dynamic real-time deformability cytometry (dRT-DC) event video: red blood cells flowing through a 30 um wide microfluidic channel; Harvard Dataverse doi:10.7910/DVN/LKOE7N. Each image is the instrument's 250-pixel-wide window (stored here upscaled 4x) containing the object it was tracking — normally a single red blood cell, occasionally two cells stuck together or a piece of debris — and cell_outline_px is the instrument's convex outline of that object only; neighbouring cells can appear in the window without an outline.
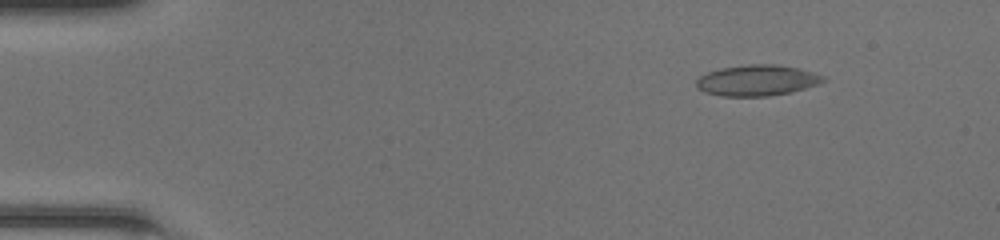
{"species": "common noctule bat (a hibernating species)", "species_latin": "Nyctalus noctula", "temperature_condition": "room temperature", "stored_images_in_passage": 48, "camera_frame_rate_fps": 3000, "um_per_image_px": 0.085, "animal": {"sex": "female", "body_mass_g": 20.0, "forearm_length_mm": 54.0}, "frame": {"image": 1, "passage_image": 6, "time_ms": 1.667, "image_size_px": [1000, 240], "cell_outline_px": [[828, 80], [820, 84], [792, 92], [768, 96], [720, 96], [704, 92], [696, 88], [696, 80], [700, 76], [708, 72], [720, 68], [748, 64], [776, 64], [796, 68], [828, 76]], "centroid_in_image_um": [64.38, 6.83], "position_along_channel_um": 20.6, "area_um2": 23.12}}
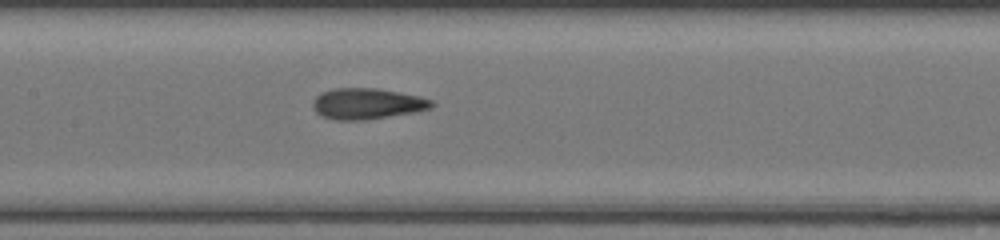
{"frame": {"image": 2, "passage_image": 24, "time_ms": 7.667, "image_size_px": [1000, 240], "cell_outline_px": [[436, 104], [432, 108], [416, 112], [364, 120], [336, 120], [320, 116], [316, 112], [312, 104], [312, 100], [320, 92], [332, 88], [376, 88], [400, 92], [420, 96], [432, 100]], "centroid_in_image_um": [31.2, 8.81], "position_along_channel_um": 176.2, "area_um2": 21.73}}
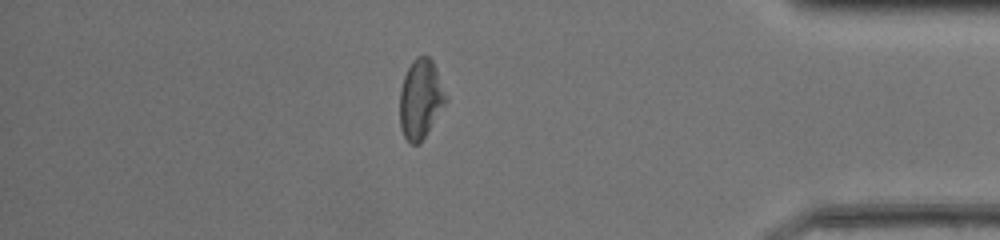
{"frame": {"image": 3, "passage_image": 42, "time_ms": 13.667, "image_size_px": [1000, 240], "cell_outline_px": [[448, 100], [420, 144], [412, 144], [404, 136], [400, 128], [400, 92], [404, 76], [412, 60], [416, 56], [428, 56], [432, 60], [436, 68], [448, 96]], "centroid_in_image_um": [35.77, 8.41], "position_along_channel_um": 399.4, "area_um2": 21.39}, "authors_computed_cell_mechanics": {"area_um2": 21.6461, "velocity_mm_per_s": 4.2701, "shape_relaxation_time_tau1_ms": 9.7414, "shape_relaxation_time_tau2_ms": 1.4179, "deformation_change_tau1": 0.238, "deformation_change_tau2": 0.0785}}